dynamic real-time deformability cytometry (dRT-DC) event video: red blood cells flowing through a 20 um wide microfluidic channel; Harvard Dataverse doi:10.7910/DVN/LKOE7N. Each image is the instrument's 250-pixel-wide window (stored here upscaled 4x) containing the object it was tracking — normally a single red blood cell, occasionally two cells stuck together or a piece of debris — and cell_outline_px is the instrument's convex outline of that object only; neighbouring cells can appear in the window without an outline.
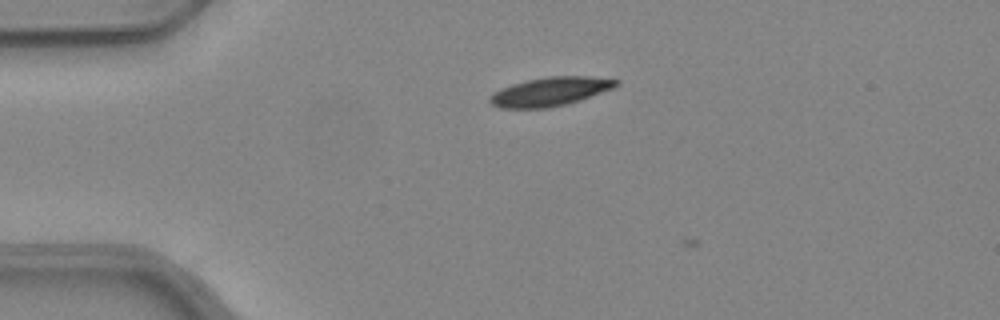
{"species": "common noctule bat (a hibernating species)", "species_latin": "Nyctalus noctula", "temperature_condition": "warm", "stored_images_in_passage": 3, "camera_frame_rate_fps": 3000, "um_per_image_px": 0.085, "animal": {"sex": "female", "body_mass_g": 24.6, "forearm_length_mm": 56.2}, "frame": {"image": 1, "passage_image": 2, "time_ms": 0.333, "image_size_px": [1000, 320], "cell_outline_px": [[620, 84], [612, 88], [580, 100], [548, 108], [500, 108], [492, 104], [488, 100], [488, 96], [500, 88], [512, 84], [528, 80], [548, 76], [588, 76], [620, 80]], "centroid_in_image_um": [46.73, 7.78], "position_along_channel_um": 38.3, "area_um2": 21.1}}